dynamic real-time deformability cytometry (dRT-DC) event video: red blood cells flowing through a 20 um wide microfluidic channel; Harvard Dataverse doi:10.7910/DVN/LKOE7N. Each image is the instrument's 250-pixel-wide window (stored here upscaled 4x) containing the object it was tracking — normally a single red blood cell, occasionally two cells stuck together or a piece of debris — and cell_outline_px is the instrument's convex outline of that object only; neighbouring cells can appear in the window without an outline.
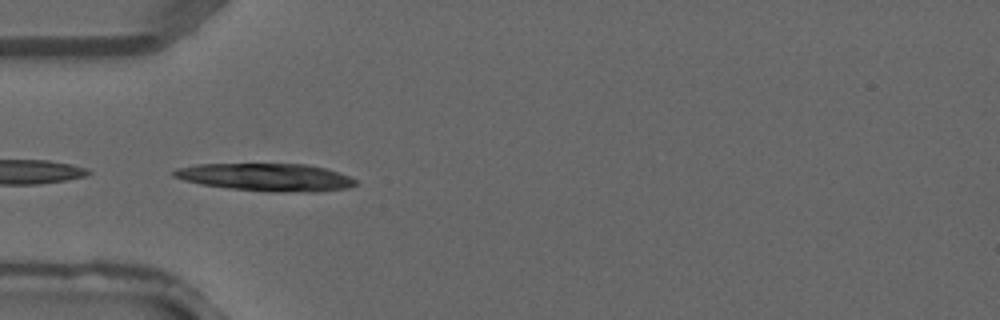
{"species": "common noctule bat (a hibernating species)", "species_latin": "Nyctalus noctula", "temperature_condition": "warm", "stored_images_in_passage": 3, "camera_frame_rate_fps": 3000, "um_per_image_px": 0.085, "animal": {"sex": "male", "forearm_length_mm": 52.5}, "frame": {"image": 1, "passage_image": 3, "time_ms": 0.667, "image_size_px": [1000, 320], "cell_outline_px": [[360, 184], [348, 188], [316, 192], [276, 192], [228, 188], [200, 184], [184, 180], [172, 176], [172, 172], [176, 168], [196, 164], [304, 164], [324, 168], [348, 176], [356, 180]], "centroid_in_image_um": [22.62, 15.07], "position_along_channel_um": 62.4, "area_um2": 29.3}}